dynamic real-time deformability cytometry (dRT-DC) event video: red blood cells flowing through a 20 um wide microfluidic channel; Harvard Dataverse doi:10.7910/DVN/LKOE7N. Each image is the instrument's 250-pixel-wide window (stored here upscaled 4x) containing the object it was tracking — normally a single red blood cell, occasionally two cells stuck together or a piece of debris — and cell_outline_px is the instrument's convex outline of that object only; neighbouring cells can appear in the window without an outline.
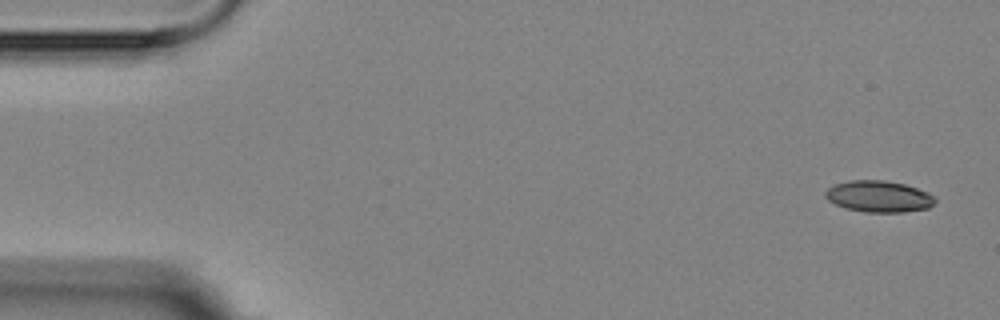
{"species": "Egyptian fruit bat (a non-hibernating species)", "species_latin": "Rousettus aegyptiacus", "temperature_condition": "room temperature", "stored_images_in_passage": 6, "segment_of_instrument_passage": [1, 2], "camera_frame_rate_fps": 3000, "um_per_image_px": 0.085, "animal": {"sex": "female"}, "frame": {"image": 1, "passage_image": 1, "time_ms": 0.0, "image_size_px": [1000, 320], "cell_outline_px": [[936, 200], [928, 208], [904, 212], [864, 212], [848, 208], [836, 204], [828, 200], [824, 196], [824, 192], [832, 184], [848, 180], [884, 180], [904, 184], [928, 192], [936, 196]], "centroid_in_image_um": [74.68, 16.69], "position_along_channel_um": 10.3, "area_um2": 20.17}}
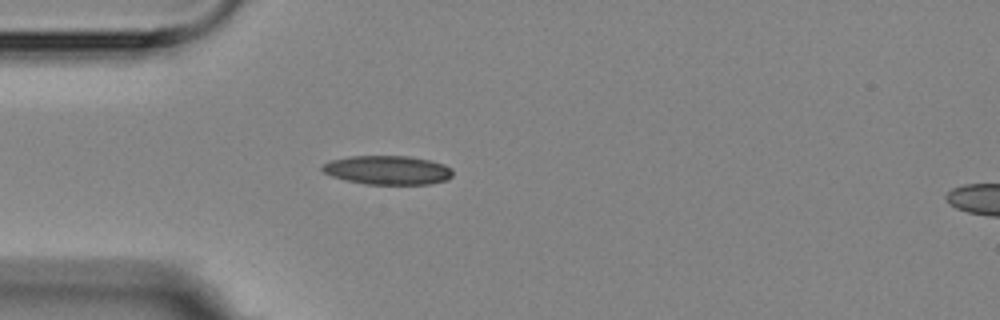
{"frame": {"image": 2, "passage_image": 5, "time_ms": 4.333, "image_size_px": [1000, 320], "cell_outline_px": [[452, 176], [448, 180], [428, 184], [368, 184], [344, 180], [332, 176], [324, 172], [320, 168], [324, 164], [332, 160], [352, 156], [408, 156], [432, 160], [444, 164], [452, 168]], "centroid_in_image_um": [32.99, 14.46], "position_along_channel_um": 52.0, "area_um2": 22.02}}